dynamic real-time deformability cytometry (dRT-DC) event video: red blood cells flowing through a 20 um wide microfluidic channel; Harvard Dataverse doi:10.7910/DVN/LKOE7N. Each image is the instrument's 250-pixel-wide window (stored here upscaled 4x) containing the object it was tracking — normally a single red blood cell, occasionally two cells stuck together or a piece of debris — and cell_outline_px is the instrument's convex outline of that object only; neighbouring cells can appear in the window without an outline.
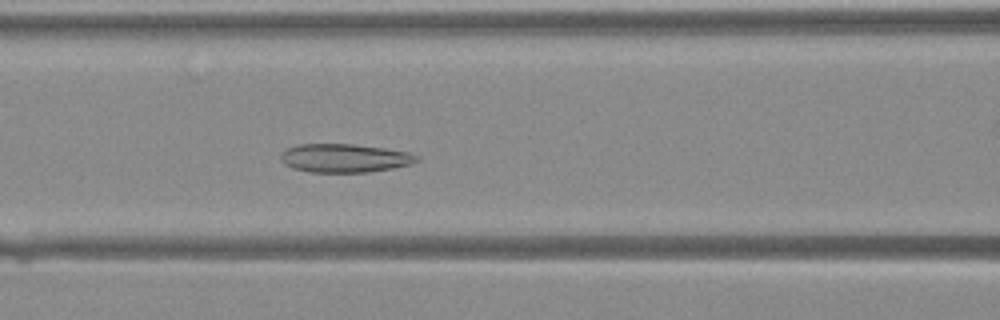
{"species": "Egyptian fruit bat (a non-hibernating species)", "species_latin": "Rousettus aegyptiacus", "temperature_condition": "warm", "stored_images_in_passage": 42, "camera_frame_rate_fps": 3000, "um_per_image_px": 0.085, "animal": {"sex": "female"}, "frame": {"image": 1, "passage_image": 18, "time_ms": 5.667, "image_size_px": [1000, 320], "cell_outline_px": [[420, 160], [412, 164], [392, 168], [368, 172], [308, 172], [292, 168], [284, 164], [280, 160], [280, 152], [288, 148], [300, 144], [352, 144], [384, 148], [412, 152], [420, 156]], "centroid_in_image_um": [29.31, 13.44], "position_along_channel_um": 137.3, "area_um2": 22.89}}
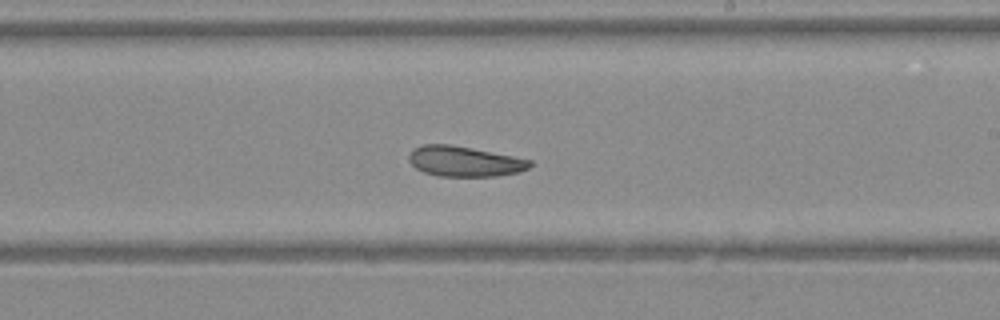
{"frame": {"image": 2, "passage_image": 25, "time_ms": 8.0, "image_size_px": [1000, 320], "cell_outline_px": [[532, 164], [528, 168], [520, 172], [496, 176], [436, 176], [424, 172], [416, 168], [408, 160], [408, 156], [412, 148], [424, 144], [452, 144], [532, 160]], "centroid_in_image_um": [39.45, 13.71], "position_along_channel_um": 249.5, "area_um2": 21.44}}
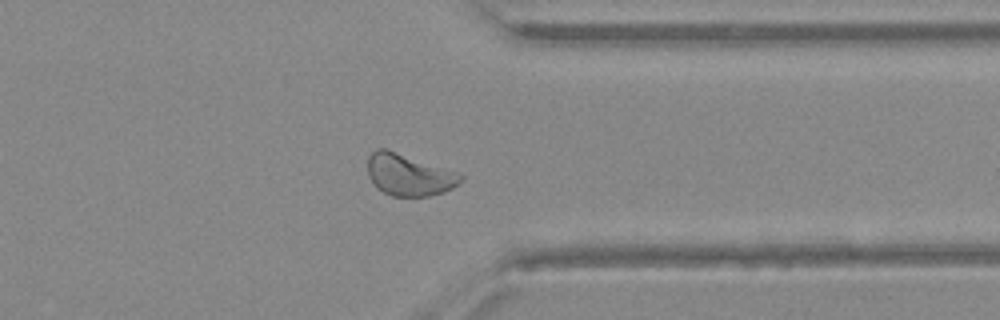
{"frame": {"image": 3, "passage_image": 33, "time_ms": 10.667, "image_size_px": [1000, 320], "cell_outline_px": [[464, 180], [452, 188], [444, 192], [428, 196], [392, 196], [376, 188], [368, 176], [368, 156], [376, 148], [388, 148], [460, 172], [464, 176]], "centroid_in_image_um": [34.78, 14.84], "position_along_channel_um": 376.6, "area_um2": 23.18}}